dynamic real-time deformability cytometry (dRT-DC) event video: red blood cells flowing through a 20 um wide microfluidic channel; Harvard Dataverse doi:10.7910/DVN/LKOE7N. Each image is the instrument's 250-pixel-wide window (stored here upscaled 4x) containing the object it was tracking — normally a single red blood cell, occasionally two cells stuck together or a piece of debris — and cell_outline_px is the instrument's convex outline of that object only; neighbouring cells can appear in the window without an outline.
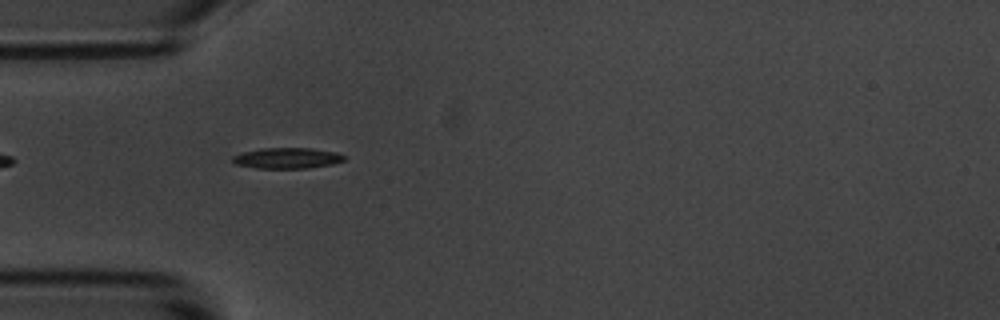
{"species": "common noctule bat (a hibernating species)", "species_latin": "Nyctalus noctula", "temperature_condition": "room temperature", "stored_images_in_passage": 6, "camera_frame_rate_fps": 3000, "um_per_image_px": 0.085, "animal": {"sex": "male", "body_mass_g": 20.1, "forearm_length_mm": 53.5}, "frame": {"image": 1, "passage_image": 2, "time_ms": 1.0, "image_size_px": [1000, 320], "cell_outline_px": [[344, 160], [332, 164], [308, 168], [256, 168], [236, 164], [232, 160], [232, 156], [244, 152], [264, 148], [312, 148], [336, 152], [344, 156]], "centroid_in_image_um": [24.41, 13.44], "position_along_channel_um": 60.6, "area_um2": 13.35}}
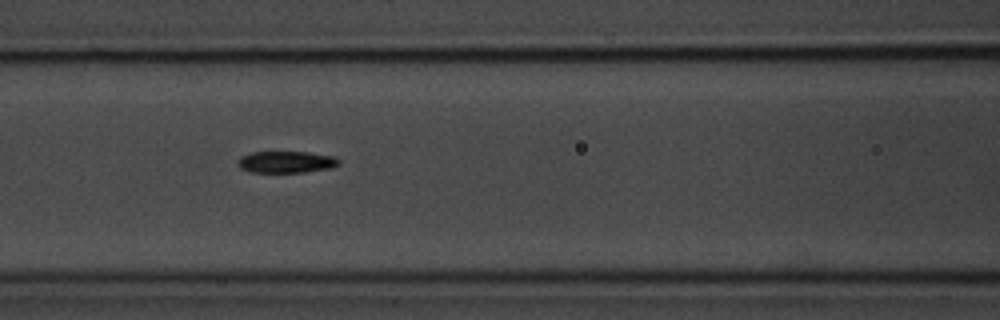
{"frame": {"image": 2, "passage_image": 4, "time_ms": 3.333, "image_size_px": [1000, 320], "cell_outline_px": [[340, 164], [328, 168], [304, 172], [252, 172], [240, 168], [240, 156], [252, 152], [308, 152], [332, 156], [340, 160]], "centroid_in_image_um": [24.34, 13.76], "position_along_channel_um": 142.3, "area_um2": 12.54}}
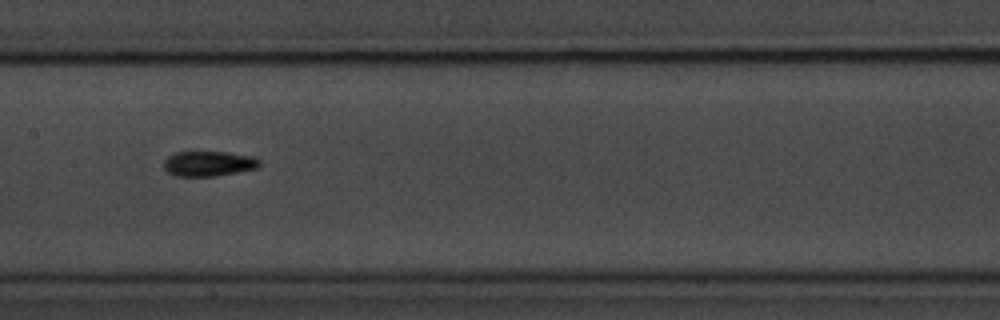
{"frame": {"image": 3, "passage_image": 5, "time_ms": 4.667, "image_size_px": [1000, 320], "cell_outline_px": [[260, 164], [256, 168], [216, 176], [176, 176], [168, 172], [164, 168], [164, 160], [168, 156], [176, 152], [228, 152], [252, 156], [260, 160]], "centroid_in_image_um": [17.72, 13.9], "position_along_channel_um": 189.7, "area_um2": 13.93}}